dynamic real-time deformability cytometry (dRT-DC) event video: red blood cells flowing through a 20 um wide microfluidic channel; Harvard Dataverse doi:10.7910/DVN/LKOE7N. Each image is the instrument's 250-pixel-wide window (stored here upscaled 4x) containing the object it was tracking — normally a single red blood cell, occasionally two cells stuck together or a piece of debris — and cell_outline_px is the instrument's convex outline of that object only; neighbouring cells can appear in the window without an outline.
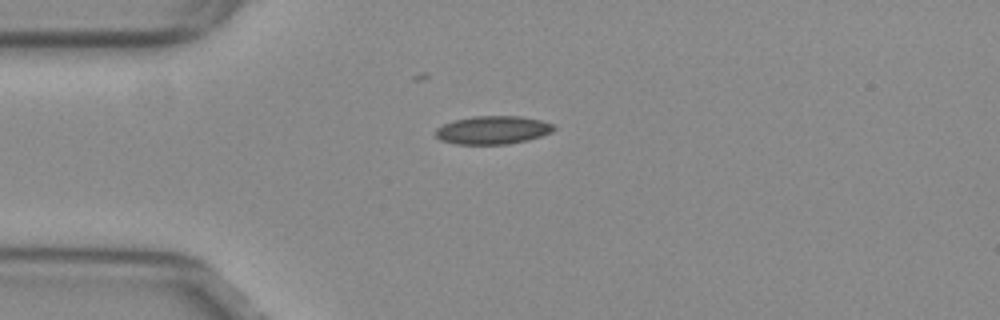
{"species": "common noctule bat (a hibernating species)", "species_latin": "Nyctalus noctula", "temperature_condition": "warm", "stored_images_in_passage": 41, "camera_frame_rate_fps": 3000, "um_per_image_px": 0.085, "animal": {"sex": "female", "body_mass_g": 29.2, "forearm_length_mm": 56.3}, "frame": {"image": 1, "passage_image": 1, "time_ms": 0.0, "image_size_px": [1000, 320], "cell_outline_px": [[556, 128], [552, 132], [528, 140], [508, 144], [456, 144], [440, 140], [436, 136], [436, 128], [452, 120], [472, 116], [520, 116], [540, 120], [556, 124]], "centroid_in_image_um": [41.9, 11.05], "position_along_channel_um": 43.1, "area_um2": 19.59}}
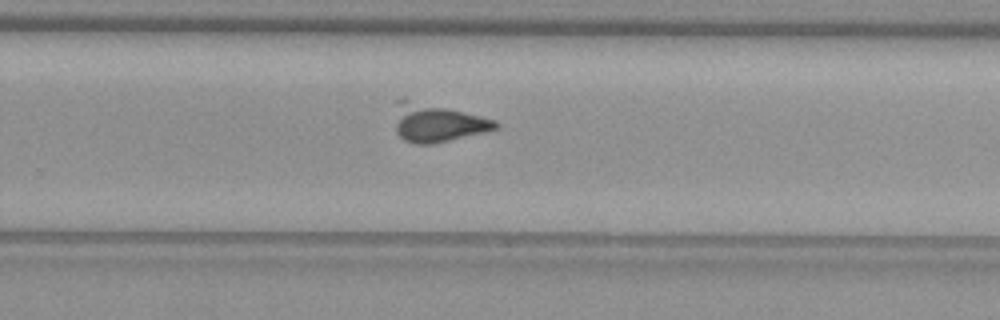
{"frame": {"image": 2, "passage_image": 22, "time_ms": 7.0, "image_size_px": [1000, 320], "cell_outline_px": [[500, 124], [496, 128], [432, 144], [416, 144], [404, 140], [396, 132], [396, 100], [404, 96], [496, 120]], "centroid_in_image_um": [37.07, 10.38], "position_along_channel_um": 292.7, "area_um2": 22.37}}
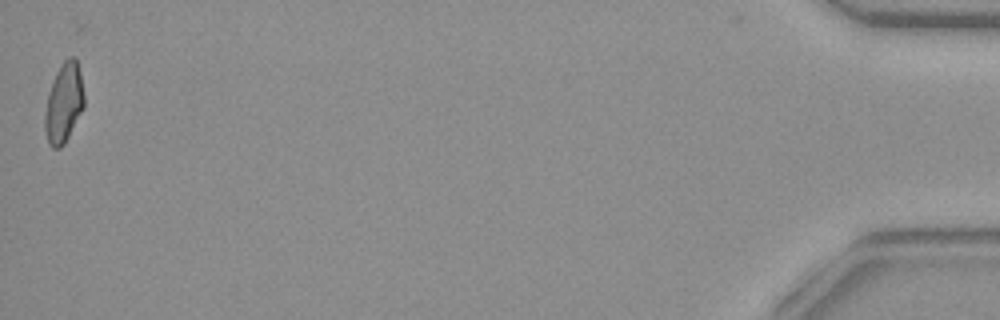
{"frame": {"image": 3, "passage_image": 41, "time_ms": 13.333, "image_size_px": [1000, 320], "cell_outline_px": [[84, 108], [64, 144], [60, 148], [52, 148], [48, 144], [44, 128], [44, 116], [48, 92], [52, 80], [60, 64], [68, 56], [76, 56], [80, 72], [84, 92]], "centroid_in_image_um": [5.42, 8.73], "position_along_channel_um": 429.8, "area_um2": 18.55}}